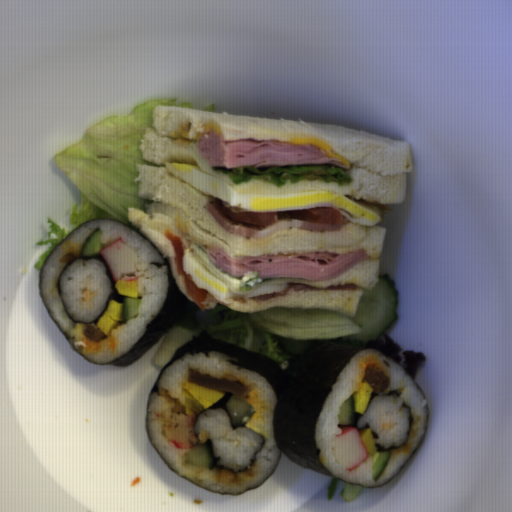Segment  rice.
I'll return each mask as SVG.
<instances>
[{
    "instance_id": "obj_3",
    "label": "rice",
    "mask_w": 512,
    "mask_h": 512,
    "mask_svg": "<svg viewBox=\"0 0 512 512\" xmlns=\"http://www.w3.org/2000/svg\"><path fill=\"white\" fill-rule=\"evenodd\" d=\"M101 229L105 247L123 238L136 252L137 267L143 275L137 280L142 300L138 316L119 324L110 335L100 341L84 337V323L71 322L65 313L57 293L56 283L63 267L82 256L80 250L88 235ZM152 263H162L158 252L139 234L122 224L107 220L91 221L78 227L47 258L42 271L40 293L42 300L57 325L68 337L76 350L89 361L109 363L130 351L141 339L147 325L163 308L168 293L167 265L156 268Z\"/></svg>"
},
{
    "instance_id": "obj_2",
    "label": "rice",
    "mask_w": 512,
    "mask_h": 512,
    "mask_svg": "<svg viewBox=\"0 0 512 512\" xmlns=\"http://www.w3.org/2000/svg\"><path fill=\"white\" fill-rule=\"evenodd\" d=\"M383 368L390 377L389 388L372 402L367 414L358 426L370 425L378 434L381 447H398L408 435V410L401 405L400 397L387 392L399 390L403 400L413 413L412 433L404 447L391 451L390 458L379 481L373 480L371 469L373 457H368L352 471L338 466L333 458L335 436L340 432L337 415L348 396L354 395L363 382L366 368ZM426 402L417 384L394 362L381 353L363 351L354 356L340 374L333 390L324 403L315 427L317 452L320 463L333 475L343 480L364 486H381L391 480L416 452L426 432Z\"/></svg>"
},
{
    "instance_id": "obj_4",
    "label": "rice",
    "mask_w": 512,
    "mask_h": 512,
    "mask_svg": "<svg viewBox=\"0 0 512 512\" xmlns=\"http://www.w3.org/2000/svg\"><path fill=\"white\" fill-rule=\"evenodd\" d=\"M62 301L74 321H96L111 294L103 264L76 261L59 277Z\"/></svg>"
},
{
    "instance_id": "obj_1",
    "label": "rice",
    "mask_w": 512,
    "mask_h": 512,
    "mask_svg": "<svg viewBox=\"0 0 512 512\" xmlns=\"http://www.w3.org/2000/svg\"><path fill=\"white\" fill-rule=\"evenodd\" d=\"M229 357L202 351L173 362L159 379L158 393L151 397L147 422L153 446L179 475L197 486L225 494L239 493L262 484L272 475L280 456L273 429L277 404L273 387L258 374L229 362ZM191 369L243 385L240 397L255 408L246 428L234 430L223 410H208L199 417L197 432L201 442L212 441L220 465L232 470H241L250 464L262 440L255 430L262 433L266 438L265 445L246 472L235 474L185 465L186 449L175 448L161 435L164 422L171 417L184 416L193 420L199 413L189 409L182 394L183 383L189 382L187 372Z\"/></svg>"
}]
</instances>
